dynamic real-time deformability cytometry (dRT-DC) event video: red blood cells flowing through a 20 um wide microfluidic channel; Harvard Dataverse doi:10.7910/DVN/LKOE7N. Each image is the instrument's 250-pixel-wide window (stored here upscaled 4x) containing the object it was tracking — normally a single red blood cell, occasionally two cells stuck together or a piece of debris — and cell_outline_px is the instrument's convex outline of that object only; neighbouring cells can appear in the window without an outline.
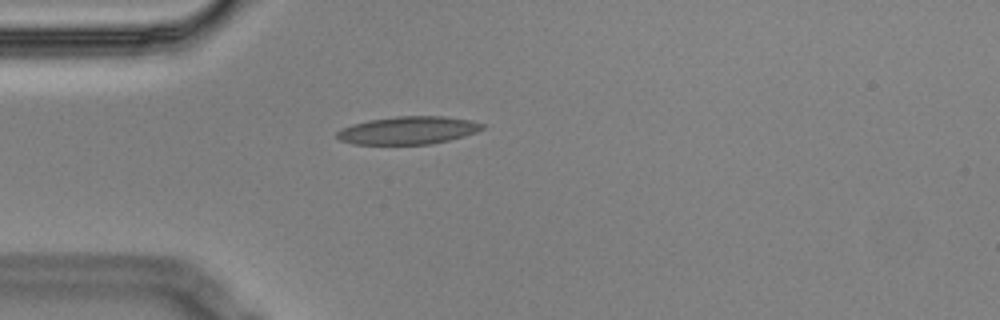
{"species": "Egyptian fruit bat (a non-hibernating species)", "species_latin": "Rousettus aegyptiacus", "temperature_condition": "cold", "stored_images_in_passage": 1, "camera_frame_rate_fps": 3000, "um_per_image_px": 0.085, "animal": {"sex": "male"}, "frame": {"image": 1, "passage_image": 1, "time_ms": 0.0, "image_size_px": [1000, 320], "cell_outline_px": [[484, 128], [476, 132], [464, 136], [432, 144], [352, 144], [340, 140], [336, 136], [336, 132], [352, 124], [368, 120], [396, 116], [444, 116], [472, 120], [484, 124]], "centroid_in_image_um": [34.7, 11.07], "position_along_channel_um": 50.3, "area_um2": 23.58}}